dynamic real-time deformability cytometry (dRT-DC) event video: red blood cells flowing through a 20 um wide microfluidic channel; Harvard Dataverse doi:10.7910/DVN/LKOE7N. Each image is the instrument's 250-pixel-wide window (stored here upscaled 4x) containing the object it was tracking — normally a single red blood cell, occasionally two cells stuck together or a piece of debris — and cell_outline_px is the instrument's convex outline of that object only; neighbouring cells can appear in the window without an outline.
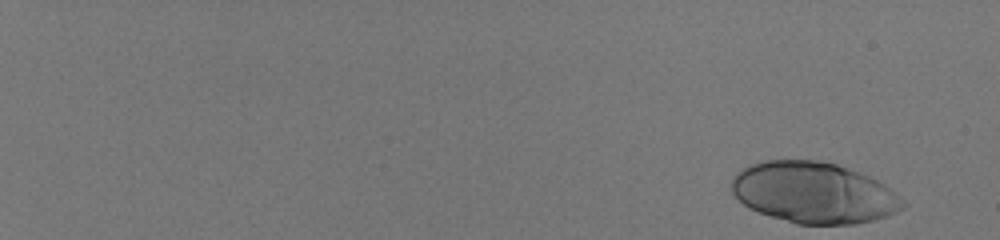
{"species": "human", "species_latin": "Homo sapiens", "temperature_condition": "room temperature", "stored_images_in_passage": 36, "segment_of_instrument_passage": [1, 2], "camera_frame_rate_fps": 3000, "um_per_image_px": 0.085, "donor": {"sex": "male"}, "frame": {"image": 1, "passage_image": 1, "time_ms": 0.0, "image_size_px": [1000, 240], "cell_outline_px": [[908, 204], [904, 208], [896, 212], [872, 220], [856, 224], [796, 224], [748, 208], [732, 192], [732, 176], [736, 172], [748, 164], [764, 160], [812, 160], [836, 164], [860, 172], [884, 184], [896, 192]], "centroid_in_image_um": [69.17, 16.37], "position_along_channel_um": 15.8, "area_um2": 60.98}}
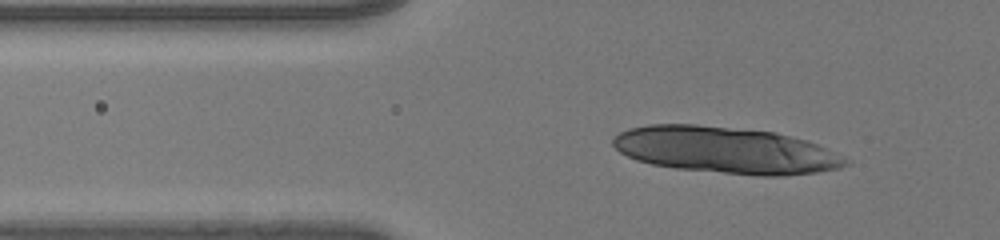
{"frame": {"image": 2, "passage_image": 21, "time_ms": 6.667, "image_size_px": [1000, 240], "cell_outline_px": [[852, 160], [848, 164], [840, 168], [816, 172], [780, 176], [760, 176], [676, 168], [652, 164], [636, 160], [620, 152], [612, 144], [612, 140], [620, 132], [628, 128], [648, 124], [696, 124], [776, 132], [804, 140], [816, 144]], "centroid_in_image_um": [61.67, 12.76], "position_along_channel_um": 64.1, "area_um2": 63.0}}